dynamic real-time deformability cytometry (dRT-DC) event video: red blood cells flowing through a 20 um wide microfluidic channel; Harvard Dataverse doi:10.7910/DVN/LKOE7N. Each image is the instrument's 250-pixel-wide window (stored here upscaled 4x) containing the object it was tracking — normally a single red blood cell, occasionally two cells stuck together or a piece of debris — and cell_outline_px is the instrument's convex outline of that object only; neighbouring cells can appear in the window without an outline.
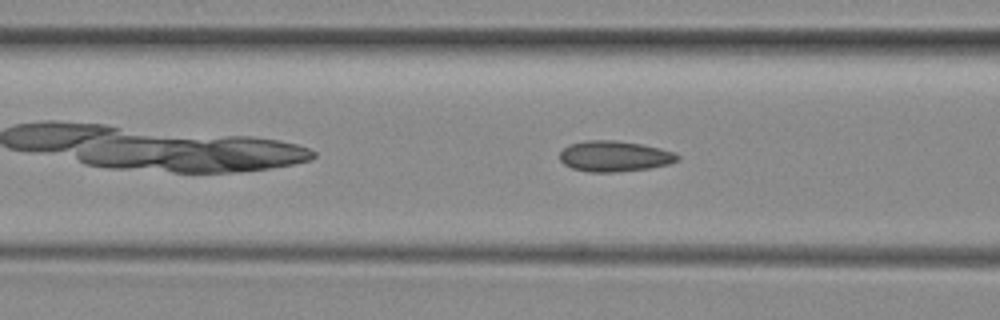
{"species": "common noctule bat (a hibernating species)", "species_latin": "Nyctalus noctula", "temperature_condition": "room temperature", "stored_images_in_passage": 11, "camera_frame_rate_fps": 3000, "um_per_image_px": 0.085, "animal": {"sex": "female", "body_mass_g": 29.2, "forearm_length_mm": 56.3}, "frame": {"image": 1, "passage_image": 8, "time_ms": 2.333, "image_size_px": [1000, 320], "cell_outline_px": [[680, 160], [668, 164], [648, 168], [620, 172], [588, 172], [572, 168], [564, 164], [560, 160], [560, 152], [564, 148], [572, 144], [588, 140], [612, 140], [640, 144], [660, 148], [672, 152], [680, 156]], "centroid_in_image_um": [52.23, 13.29], "position_along_channel_um": 114.4, "area_um2": 20.92}}